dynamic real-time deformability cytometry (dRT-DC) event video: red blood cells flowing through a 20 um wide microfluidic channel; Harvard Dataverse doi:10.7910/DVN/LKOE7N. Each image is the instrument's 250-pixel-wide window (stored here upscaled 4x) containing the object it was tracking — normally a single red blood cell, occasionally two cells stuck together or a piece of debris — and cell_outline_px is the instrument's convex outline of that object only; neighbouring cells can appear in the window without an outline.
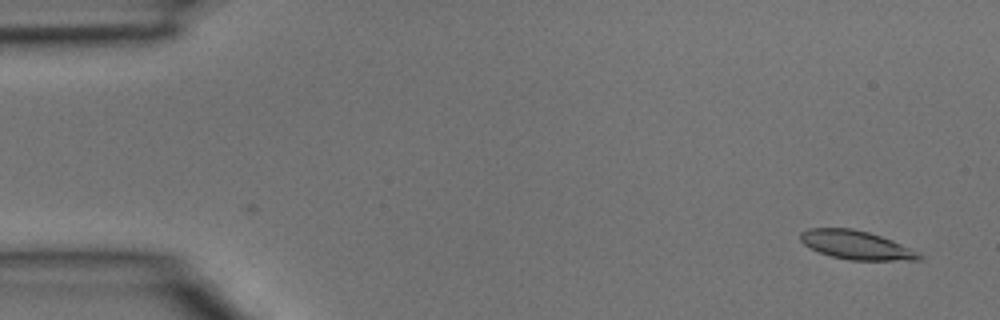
{"species": "common noctule bat (a hibernating species)", "species_latin": "Nyctalus noctula", "temperature_condition": "room temperature", "stored_images_in_passage": 4, "camera_frame_rate_fps": 3000, "um_per_image_px": 0.085, "animal": {"sex": "male", "body_mass_g": 15.6}, "frame": {"image": 1, "passage_image": 1, "time_ms": 0.0, "image_size_px": [1000, 320], "cell_outline_px": [[924, 260], [848, 260], [832, 256], [820, 252], [804, 244], [800, 240], [800, 232], [808, 228], [852, 228], [868, 232], [892, 240], [912, 248], [920, 252], [924, 256]], "centroid_in_image_um": [72.83, 20.83], "position_along_channel_um": 12.2, "area_um2": 19.94}}
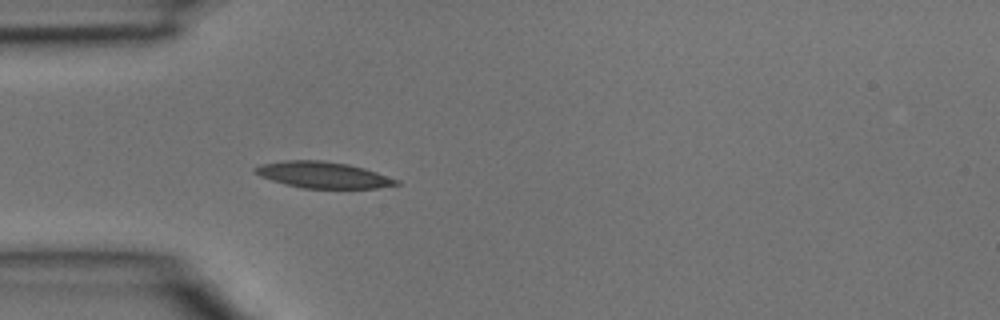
{"frame": {"image": 2, "passage_image": 4, "time_ms": 1.0, "image_size_px": [1000, 320], "cell_outline_px": [[400, 184], [376, 188], [300, 188], [284, 184], [260, 176], [252, 168], [260, 164], [284, 160], [324, 160], [348, 164], [364, 168], [400, 180]], "centroid_in_image_um": [27.45, 14.86], "position_along_channel_um": 57.6, "area_um2": 21.68}}